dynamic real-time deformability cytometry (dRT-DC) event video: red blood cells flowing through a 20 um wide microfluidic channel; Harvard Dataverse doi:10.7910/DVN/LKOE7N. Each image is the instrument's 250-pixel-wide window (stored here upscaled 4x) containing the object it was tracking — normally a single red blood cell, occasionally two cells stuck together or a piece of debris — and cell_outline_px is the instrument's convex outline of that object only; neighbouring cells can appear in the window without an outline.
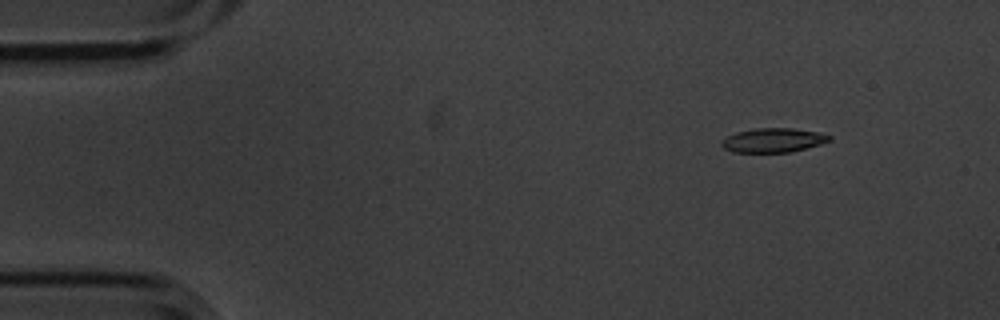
{"species": "common noctule bat (a hibernating species)", "species_latin": "Nyctalus noctula", "temperature_condition": "cold", "stored_images_in_passage": 5, "segment_of_instrument_passage": [2, 2], "camera_frame_rate_fps": 3000, "um_per_image_px": 0.085, "animal": {"sex": "male", "body_mass_g": 20.1, "forearm_length_mm": 53.5}, "frame": {"image": 1, "passage_image": 5, "time_ms": 1.333, "image_size_px": [1000, 320], "cell_outline_px": [[832, 140], [820, 144], [792, 152], [732, 152], [724, 148], [720, 144], [720, 140], [736, 132], [756, 128], [792, 128], [816, 132], [832, 136]], "centroid_in_image_um": [65.7, 11.92], "position_along_channel_um": 19.3, "area_um2": 15.2}}